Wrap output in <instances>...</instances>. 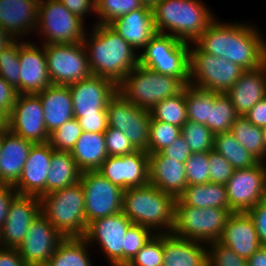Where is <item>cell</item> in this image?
<instances>
[{
  "label": "cell",
  "mask_w": 266,
  "mask_h": 266,
  "mask_svg": "<svg viewBox=\"0 0 266 266\" xmlns=\"http://www.w3.org/2000/svg\"><path fill=\"white\" fill-rule=\"evenodd\" d=\"M239 116L266 97V62L258 68L244 70L237 82L225 93Z\"/></svg>",
  "instance_id": "cb8c5ba5"
},
{
  "label": "cell",
  "mask_w": 266,
  "mask_h": 266,
  "mask_svg": "<svg viewBox=\"0 0 266 266\" xmlns=\"http://www.w3.org/2000/svg\"><path fill=\"white\" fill-rule=\"evenodd\" d=\"M258 162L250 168L234 169L225 184L230 210L247 212L266 199V167Z\"/></svg>",
  "instance_id": "5bb4252c"
},
{
  "label": "cell",
  "mask_w": 266,
  "mask_h": 266,
  "mask_svg": "<svg viewBox=\"0 0 266 266\" xmlns=\"http://www.w3.org/2000/svg\"><path fill=\"white\" fill-rule=\"evenodd\" d=\"M87 225L98 218L122 211L124 190L96 171L81 172Z\"/></svg>",
  "instance_id": "4fadbf2b"
},
{
  "label": "cell",
  "mask_w": 266,
  "mask_h": 266,
  "mask_svg": "<svg viewBox=\"0 0 266 266\" xmlns=\"http://www.w3.org/2000/svg\"><path fill=\"white\" fill-rule=\"evenodd\" d=\"M231 133L237 141L259 162L266 161L264 135L261 127L253 125L245 116H238Z\"/></svg>",
  "instance_id": "e575fe53"
},
{
  "label": "cell",
  "mask_w": 266,
  "mask_h": 266,
  "mask_svg": "<svg viewBox=\"0 0 266 266\" xmlns=\"http://www.w3.org/2000/svg\"><path fill=\"white\" fill-rule=\"evenodd\" d=\"M232 214L226 208H198L175 205V222L172 233L205 244L218 241L228 218Z\"/></svg>",
  "instance_id": "ba28073f"
},
{
  "label": "cell",
  "mask_w": 266,
  "mask_h": 266,
  "mask_svg": "<svg viewBox=\"0 0 266 266\" xmlns=\"http://www.w3.org/2000/svg\"><path fill=\"white\" fill-rule=\"evenodd\" d=\"M253 25L214 20L194 42L203 52L222 57L244 70L266 62V41Z\"/></svg>",
  "instance_id": "6da1fadb"
},
{
  "label": "cell",
  "mask_w": 266,
  "mask_h": 266,
  "mask_svg": "<svg viewBox=\"0 0 266 266\" xmlns=\"http://www.w3.org/2000/svg\"><path fill=\"white\" fill-rule=\"evenodd\" d=\"M63 239L60 232L40 213L30 224L17 250L28 266H44Z\"/></svg>",
  "instance_id": "d6986e66"
},
{
  "label": "cell",
  "mask_w": 266,
  "mask_h": 266,
  "mask_svg": "<svg viewBox=\"0 0 266 266\" xmlns=\"http://www.w3.org/2000/svg\"><path fill=\"white\" fill-rule=\"evenodd\" d=\"M248 266H266V247L261 246L248 260Z\"/></svg>",
  "instance_id": "94428289"
},
{
  "label": "cell",
  "mask_w": 266,
  "mask_h": 266,
  "mask_svg": "<svg viewBox=\"0 0 266 266\" xmlns=\"http://www.w3.org/2000/svg\"><path fill=\"white\" fill-rule=\"evenodd\" d=\"M0 266H28L20 256L17 248L0 246Z\"/></svg>",
  "instance_id": "91938a15"
},
{
  "label": "cell",
  "mask_w": 266,
  "mask_h": 266,
  "mask_svg": "<svg viewBox=\"0 0 266 266\" xmlns=\"http://www.w3.org/2000/svg\"><path fill=\"white\" fill-rule=\"evenodd\" d=\"M184 164L187 185L210 183L209 152H193Z\"/></svg>",
  "instance_id": "bcb514c9"
},
{
  "label": "cell",
  "mask_w": 266,
  "mask_h": 266,
  "mask_svg": "<svg viewBox=\"0 0 266 266\" xmlns=\"http://www.w3.org/2000/svg\"><path fill=\"white\" fill-rule=\"evenodd\" d=\"M238 116L230 98L225 93L214 92V102L209 113V129L213 134L231 132L232 124Z\"/></svg>",
  "instance_id": "f35d334b"
},
{
  "label": "cell",
  "mask_w": 266,
  "mask_h": 266,
  "mask_svg": "<svg viewBox=\"0 0 266 266\" xmlns=\"http://www.w3.org/2000/svg\"><path fill=\"white\" fill-rule=\"evenodd\" d=\"M164 234H154L126 266H162Z\"/></svg>",
  "instance_id": "f6af8a7d"
},
{
  "label": "cell",
  "mask_w": 266,
  "mask_h": 266,
  "mask_svg": "<svg viewBox=\"0 0 266 266\" xmlns=\"http://www.w3.org/2000/svg\"><path fill=\"white\" fill-rule=\"evenodd\" d=\"M145 6L141 0H95V14L99 19L95 24H109L117 17Z\"/></svg>",
  "instance_id": "ab89813d"
},
{
  "label": "cell",
  "mask_w": 266,
  "mask_h": 266,
  "mask_svg": "<svg viewBox=\"0 0 266 266\" xmlns=\"http://www.w3.org/2000/svg\"><path fill=\"white\" fill-rule=\"evenodd\" d=\"M210 11L201 0H160L152 7L156 32L187 43H194L216 19Z\"/></svg>",
  "instance_id": "3957f363"
},
{
  "label": "cell",
  "mask_w": 266,
  "mask_h": 266,
  "mask_svg": "<svg viewBox=\"0 0 266 266\" xmlns=\"http://www.w3.org/2000/svg\"><path fill=\"white\" fill-rule=\"evenodd\" d=\"M149 183L177 199L187 187L185 164L161 152L149 154Z\"/></svg>",
  "instance_id": "d4e9b609"
},
{
  "label": "cell",
  "mask_w": 266,
  "mask_h": 266,
  "mask_svg": "<svg viewBox=\"0 0 266 266\" xmlns=\"http://www.w3.org/2000/svg\"><path fill=\"white\" fill-rule=\"evenodd\" d=\"M190 48V82L200 89L226 93L244 71L239 65L203 52L195 43Z\"/></svg>",
  "instance_id": "9c48e42d"
},
{
  "label": "cell",
  "mask_w": 266,
  "mask_h": 266,
  "mask_svg": "<svg viewBox=\"0 0 266 266\" xmlns=\"http://www.w3.org/2000/svg\"><path fill=\"white\" fill-rule=\"evenodd\" d=\"M17 96V90L0 76V113L6 118L9 117Z\"/></svg>",
  "instance_id": "db71d44e"
},
{
  "label": "cell",
  "mask_w": 266,
  "mask_h": 266,
  "mask_svg": "<svg viewBox=\"0 0 266 266\" xmlns=\"http://www.w3.org/2000/svg\"><path fill=\"white\" fill-rule=\"evenodd\" d=\"M44 110V122L48 133L74 118L72 96L68 86L51 85L37 93Z\"/></svg>",
  "instance_id": "f546056e"
},
{
  "label": "cell",
  "mask_w": 266,
  "mask_h": 266,
  "mask_svg": "<svg viewBox=\"0 0 266 266\" xmlns=\"http://www.w3.org/2000/svg\"><path fill=\"white\" fill-rule=\"evenodd\" d=\"M247 213L253 220L261 245L266 247V199L257 203Z\"/></svg>",
  "instance_id": "f5cc1de1"
},
{
  "label": "cell",
  "mask_w": 266,
  "mask_h": 266,
  "mask_svg": "<svg viewBox=\"0 0 266 266\" xmlns=\"http://www.w3.org/2000/svg\"><path fill=\"white\" fill-rule=\"evenodd\" d=\"M44 52L52 85L67 86L93 75L83 42L44 44Z\"/></svg>",
  "instance_id": "8fae6325"
},
{
  "label": "cell",
  "mask_w": 266,
  "mask_h": 266,
  "mask_svg": "<svg viewBox=\"0 0 266 266\" xmlns=\"http://www.w3.org/2000/svg\"><path fill=\"white\" fill-rule=\"evenodd\" d=\"M7 129L34 144L49 141L43 105L37 94H18L7 118Z\"/></svg>",
  "instance_id": "2e32d148"
},
{
  "label": "cell",
  "mask_w": 266,
  "mask_h": 266,
  "mask_svg": "<svg viewBox=\"0 0 266 266\" xmlns=\"http://www.w3.org/2000/svg\"><path fill=\"white\" fill-rule=\"evenodd\" d=\"M176 198L152 184L124 190L122 212L134 224L154 230L155 234L172 233Z\"/></svg>",
  "instance_id": "277c9868"
},
{
  "label": "cell",
  "mask_w": 266,
  "mask_h": 266,
  "mask_svg": "<svg viewBox=\"0 0 266 266\" xmlns=\"http://www.w3.org/2000/svg\"><path fill=\"white\" fill-rule=\"evenodd\" d=\"M131 224L121 211L91 221L83 238L90 246L98 242L105 257L109 259V265L124 266V237Z\"/></svg>",
  "instance_id": "9a60e30c"
},
{
  "label": "cell",
  "mask_w": 266,
  "mask_h": 266,
  "mask_svg": "<svg viewBox=\"0 0 266 266\" xmlns=\"http://www.w3.org/2000/svg\"><path fill=\"white\" fill-rule=\"evenodd\" d=\"M83 237L64 238L44 266H93Z\"/></svg>",
  "instance_id": "836d02e7"
},
{
  "label": "cell",
  "mask_w": 266,
  "mask_h": 266,
  "mask_svg": "<svg viewBox=\"0 0 266 266\" xmlns=\"http://www.w3.org/2000/svg\"><path fill=\"white\" fill-rule=\"evenodd\" d=\"M135 50L140 51L156 33L152 7L145 6L117 17L108 24Z\"/></svg>",
  "instance_id": "484cf974"
},
{
  "label": "cell",
  "mask_w": 266,
  "mask_h": 266,
  "mask_svg": "<svg viewBox=\"0 0 266 266\" xmlns=\"http://www.w3.org/2000/svg\"><path fill=\"white\" fill-rule=\"evenodd\" d=\"M82 132L78 120L73 118L50 133L48 143L55 151L71 152Z\"/></svg>",
  "instance_id": "ee69618b"
},
{
  "label": "cell",
  "mask_w": 266,
  "mask_h": 266,
  "mask_svg": "<svg viewBox=\"0 0 266 266\" xmlns=\"http://www.w3.org/2000/svg\"><path fill=\"white\" fill-rule=\"evenodd\" d=\"M141 1L144 3V5L153 7L160 0H141Z\"/></svg>",
  "instance_id": "e7e4bbea"
},
{
  "label": "cell",
  "mask_w": 266,
  "mask_h": 266,
  "mask_svg": "<svg viewBox=\"0 0 266 266\" xmlns=\"http://www.w3.org/2000/svg\"><path fill=\"white\" fill-rule=\"evenodd\" d=\"M245 117L255 126L266 127V97L258 101Z\"/></svg>",
  "instance_id": "680465c9"
},
{
  "label": "cell",
  "mask_w": 266,
  "mask_h": 266,
  "mask_svg": "<svg viewBox=\"0 0 266 266\" xmlns=\"http://www.w3.org/2000/svg\"><path fill=\"white\" fill-rule=\"evenodd\" d=\"M234 169L250 168L259 161L252 156L231 132L214 135V148Z\"/></svg>",
  "instance_id": "d590c367"
},
{
  "label": "cell",
  "mask_w": 266,
  "mask_h": 266,
  "mask_svg": "<svg viewBox=\"0 0 266 266\" xmlns=\"http://www.w3.org/2000/svg\"><path fill=\"white\" fill-rule=\"evenodd\" d=\"M33 144L8 129L2 133L0 184L15 185L19 181Z\"/></svg>",
  "instance_id": "83f0119b"
},
{
  "label": "cell",
  "mask_w": 266,
  "mask_h": 266,
  "mask_svg": "<svg viewBox=\"0 0 266 266\" xmlns=\"http://www.w3.org/2000/svg\"><path fill=\"white\" fill-rule=\"evenodd\" d=\"M15 40L16 38L8 30H5L0 26V53Z\"/></svg>",
  "instance_id": "6125c7cd"
},
{
  "label": "cell",
  "mask_w": 266,
  "mask_h": 266,
  "mask_svg": "<svg viewBox=\"0 0 266 266\" xmlns=\"http://www.w3.org/2000/svg\"><path fill=\"white\" fill-rule=\"evenodd\" d=\"M40 214V197L17 195L1 226V247L18 248L32 221Z\"/></svg>",
  "instance_id": "ffe728a7"
},
{
  "label": "cell",
  "mask_w": 266,
  "mask_h": 266,
  "mask_svg": "<svg viewBox=\"0 0 266 266\" xmlns=\"http://www.w3.org/2000/svg\"><path fill=\"white\" fill-rule=\"evenodd\" d=\"M7 129V118L0 113V133Z\"/></svg>",
  "instance_id": "be15d7a7"
},
{
  "label": "cell",
  "mask_w": 266,
  "mask_h": 266,
  "mask_svg": "<svg viewBox=\"0 0 266 266\" xmlns=\"http://www.w3.org/2000/svg\"><path fill=\"white\" fill-rule=\"evenodd\" d=\"M202 266H211L210 262L207 260Z\"/></svg>",
  "instance_id": "a7ac6f4b"
},
{
  "label": "cell",
  "mask_w": 266,
  "mask_h": 266,
  "mask_svg": "<svg viewBox=\"0 0 266 266\" xmlns=\"http://www.w3.org/2000/svg\"><path fill=\"white\" fill-rule=\"evenodd\" d=\"M108 127L122 131L137 150H148L150 110L139 108L119 91L107 104Z\"/></svg>",
  "instance_id": "7c38bea8"
},
{
  "label": "cell",
  "mask_w": 266,
  "mask_h": 266,
  "mask_svg": "<svg viewBox=\"0 0 266 266\" xmlns=\"http://www.w3.org/2000/svg\"><path fill=\"white\" fill-rule=\"evenodd\" d=\"M92 29L83 39L91 72L119 85L139 64L138 51L108 24L96 23Z\"/></svg>",
  "instance_id": "7a4b0ae2"
},
{
  "label": "cell",
  "mask_w": 266,
  "mask_h": 266,
  "mask_svg": "<svg viewBox=\"0 0 266 266\" xmlns=\"http://www.w3.org/2000/svg\"><path fill=\"white\" fill-rule=\"evenodd\" d=\"M218 241L245 260L262 246L247 212H232Z\"/></svg>",
  "instance_id": "603a6c76"
},
{
  "label": "cell",
  "mask_w": 266,
  "mask_h": 266,
  "mask_svg": "<svg viewBox=\"0 0 266 266\" xmlns=\"http://www.w3.org/2000/svg\"><path fill=\"white\" fill-rule=\"evenodd\" d=\"M20 94H37L52 85L44 44L40 47L28 41L19 42Z\"/></svg>",
  "instance_id": "44dd1931"
},
{
  "label": "cell",
  "mask_w": 266,
  "mask_h": 266,
  "mask_svg": "<svg viewBox=\"0 0 266 266\" xmlns=\"http://www.w3.org/2000/svg\"><path fill=\"white\" fill-rule=\"evenodd\" d=\"M70 153L81 172L98 170L108 157L104 133L83 131Z\"/></svg>",
  "instance_id": "4dcf8cb0"
},
{
  "label": "cell",
  "mask_w": 266,
  "mask_h": 266,
  "mask_svg": "<svg viewBox=\"0 0 266 266\" xmlns=\"http://www.w3.org/2000/svg\"><path fill=\"white\" fill-rule=\"evenodd\" d=\"M207 246V259L211 266H248L247 260L219 241L210 242Z\"/></svg>",
  "instance_id": "c3c4849f"
},
{
  "label": "cell",
  "mask_w": 266,
  "mask_h": 266,
  "mask_svg": "<svg viewBox=\"0 0 266 266\" xmlns=\"http://www.w3.org/2000/svg\"><path fill=\"white\" fill-rule=\"evenodd\" d=\"M186 84L138 64L118 85V91L139 108L151 110L162 100L181 93Z\"/></svg>",
  "instance_id": "8992f818"
},
{
  "label": "cell",
  "mask_w": 266,
  "mask_h": 266,
  "mask_svg": "<svg viewBox=\"0 0 266 266\" xmlns=\"http://www.w3.org/2000/svg\"><path fill=\"white\" fill-rule=\"evenodd\" d=\"M160 152L169 159H175L176 161L182 163H185L192 153L188 144L181 135L174 140L172 144L165 147Z\"/></svg>",
  "instance_id": "11a10c76"
},
{
  "label": "cell",
  "mask_w": 266,
  "mask_h": 266,
  "mask_svg": "<svg viewBox=\"0 0 266 266\" xmlns=\"http://www.w3.org/2000/svg\"><path fill=\"white\" fill-rule=\"evenodd\" d=\"M123 190L149 184V154L137 150L128 155L108 156L97 170Z\"/></svg>",
  "instance_id": "e0dca14e"
},
{
  "label": "cell",
  "mask_w": 266,
  "mask_h": 266,
  "mask_svg": "<svg viewBox=\"0 0 266 266\" xmlns=\"http://www.w3.org/2000/svg\"><path fill=\"white\" fill-rule=\"evenodd\" d=\"M67 86L72 96L74 117L98 115L118 92V85L113 80L95 75Z\"/></svg>",
  "instance_id": "ac0fdd59"
},
{
  "label": "cell",
  "mask_w": 266,
  "mask_h": 266,
  "mask_svg": "<svg viewBox=\"0 0 266 266\" xmlns=\"http://www.w3.org/2000/svg\"><path fill=\"white\" fill-rule=\"evenodd\" d=\"M181 136L191 152H209L214 148L213 132L198 122L187 120L181 127Z\"/></svg>",
  "instance_id": "60d3db41"
},
{
  "label": "cell",
  "mask_w": 266,
  "mask_h": 266,
  "mask_svg": "<svg viewBox=\"0 0 266 266\" xmlns=\"http://www.w3.org/2000/svg\"><path fill=\"white\" fill-rule=\"evenodd\" d=\"M19 38L0 53V76L20 94Z\"/></svg>",
  "instance_id": "7bdbcfd3"
},
{
  "label": "cell",
  "mask_w": 266,
  "mask_h": 266,
  "mask_svg": "<svg viewBox=\"0 0 266 266\" xmlns=\"http://www.w3.org/2000/svg\"><path fill=\"white\" fill-rule=\"evenodd\" d=\"M40 0H0V26L16 39L34 32Z\"/></svg>",
  "instance_id": "4316f807"
},
{
  "label": "cell",
  "mask_w": 266,
  "mask_h": 266,
  "mask_svg": "<svg viewBox=\"0 0 266 266\" xmlns=\"http://www.w3.org/2000/svg\"><path fill=\"white\" fill-rule=\"evenodd\" d=\"M0 246H1V227H0Z\"/></svg>",
  "instance_id": "89a4df30"
},
{
  "label": "cell",
  "mask_w": 266,
  "mask_h": 266,
  "mask_svg": "<svg viewBox=\"0 0 266 266\" xmlns=\"http://www.w3.org/2000/svg\"><path fill=\"white\" fill-rule=\"evenodd\" d=\"M151 229L132 223L124 237V266H126L140 249L154 235Z\"/></svg>",
  "instance_id": "7dc6e473"
},
{
  "label": "cell",
  "mask_w": 266,
  "mask_h": 266,
  "mask_svg": "<svg viewBox=\"0 0 266 266\" xmlns=\"http://www.w3.org/2000/svg\"><path fill=\"white\" fill-rule=\"evenodd\" d=\"M83 131L92 133H104L108 129L107 108L101 110L98 115H83L74 117Z\"/></svg>",
  "instance_id": "816d5d0a"
},
{
  "label": "cell",
  "mask_w": 266,
  "mask_h": 266,
  "mask_svg": "<svg viewBox=\"0 0 266 266\" xmlns=\"http://www.w3.org/2000/svg\"><path fill=\"white\" fill-rule=\"evenodd\" d=\"M210 182L225 185L232 176V165L214 149L209 151Z\"/></svg>",
  "instance_id": "f907efd6"
},
{
  "label": "cell",
  "mask_w": 266,
  "mask_h": 266,
  "mask_svg": "<svg viewBox=\"0 0 266 266\" xmlns=\"http://www.w3.org/2000/svg\"><path fill=\"white\" fill-rule=\"evenodd\" d=\"M40 213L64 238L84 237L87 230L85 198L80 181L40 198Z\"/></svg>",
  "instance_id": "5b68a950"
},
{
  "label": "cell",
  "mask_w": 266,
  "mask_h": 266,
  "mask_svg": "<svg viewBox=\"0 0 266 266\" xmlns=\"http://www.w3.org/2000/svg\"><path fill=\"white\" fill-rule=\"evenodd\" d=\"M262 130H263L264 144H265V149H266V127H263Z\"/></svg>",
  "instance_id": "03108f58"
},
{
  "label": "cell",
  "mask_w": 266,
  "mask_h": 266,
  "mask_svg": "<svg viewBox=\"0 0 266 266\" xmlns=\"http://www.w3.org/2000/svg\"><path fill=\"white\" fill-rule=\"evenodd\" d=\"M84 21L70 12L59 0L39 1L36 31L45 39L42 44L83 42L86 34Z\"/></svg>",
  "instance_id": "30bf717a"
},
{
  "label": "cell",
  "mask_w": 266,
  "mask_h": 266,
  "mask_svg": "<svg viewBox=\"0 0 266 266\" xmlns=\"http://www.w3.org/2000/svg\"><path fill=\"white\" fill-rule=\"evenodd\" d=\"M80 177L81 171L71 153L54 150L46 178V194L74 185Z\"/></svg>",
  "instance_id": "d6a6232c"
},
{
  "label": "cell",
  "mask_w": 266,
  "mask_h": 266,
  "mask_svg": "<svg viewBox=\"0 0 266 266\" xmlns=\"http://www.w3.org/2000/svg\"><path fill=\"white\" fill-rule=\"evenodd\" d=\"M207 248L205 243L164 233L162 266H202L208 260Z\"/></svg>",
  "instance_id": "f1b7e54d"
},
{
  "label": "cell",
  "mask_w": 266,
  "mask_h": 266,
  "mask_svg": "<svg viewBox=\"0 0 266 266\" xmlns=\"http://www.w3.org/2000/svg\"><path fill=\"white\" fill-rule=\"evenodd\" d=\"M175 205H187L198 208H226L230 210L226 186L217 183L187 185L176 199Z\"/></svg>",
  "instance_id": "1f68e13d"
},
{
  "label": "cell",
  "mask_w": 266,
  "mask_h": 266,
  "mask_svg": "<svg viewBox=\"0 0 266 266\" xmlns=\"http://www.w3.org/2000/svg\"><path fill=\"white\" fill-rule=\"evenodd\" d=\"M185 101L188 120L198 122L209 128V113L214 102V92L187 84Z\"/></svg>",
  "instance_id": "8d00e7d4"
},
{
  "label": "cell",
  "mask_w": 266,
  "mask_h": 266,
  "mask_svg": "<svg viewBox=\"0 0 266 266\" xmlns=\"http://www.w3.org/2000/svg\"><path fill=\"white\" fill-rule=\"evenodd\" d=\"M53 152L54 149L48 142L32 145L21 172V178L14 185L19 195L40 198L46 195V178Z\"/></svg>",
  "instance_id": "7402d4cb"
},
{
  "label": "cell",
  "mask_w": 266,
  "mask_h": 266,
  "mask_svg": "<svg viewBox=\"0 0 266 266\" xmlns=\"http://www.w3.org/2000/svg\"><path fill=\"white\" fill-rule=\"evenodd\" d=\"M180 135L181 127L151 118L147 153L160 152L172 144Z\"/></svg>",
  "instance_id": "b9f144b4"
},
{
  "label": "cell",
  "mask_w": 266,
  "mask_h": 266,
  "mask_svg": "<svg viewBox=\"0 0 266 266\" xmlns=\"http://www.w3.org/2000/svg\"><path fill=\"white\" fill-rule=\"evenodd\" d=\"M150 114L153 120L182 127L188 120L185 89L181 93L166 98L156 104L150 110Z\"/></svg>",
  "instance_id": "74e56055"
},
{
  "label": "cell",
  "mask_w": 266,
  "mask_h": 266,
  "mask_svg": "<svg viewBox=\"0 0 266 266\" xmlns=\"http://www.w3.org/2000/svg\"><path fill=\"white\" fill-rule=\"evenodd\" d=\"M2 133H0V156H1Z\"/></svg>",
  "instance_id": "003e7915"
},
{
  "label": "cell",
  "mask_w": 266,
  "mask_h": 266,
  "mask_svg": "<svg viewBox=\"0 0 266 266\" xmlns=\"http://www.w3.org/2000/svg\"><path fill=\"white\" fill-rule=\"evenodd\" d=\"M104 139L108 156L128 155L137 151L127 136L119 129L108 127L104 132Z\"/></svg>",
  "instance_id": "681fc988"
},
{
  "label": "cell",
  "mask_w": 266,
  "mask_h": 266,
  "mask_svg": "<svg viewBox=\"0 0 266 266\" xmlns=\"http://www.w3.org/2000/svg\"><path fill=\"white\" fill-rule=\"evenodd\" d=\"M190 44L171 35L155 33L138 54L139 64L163 75L190 82Z\"/></svg>",
  "instance_id": "52a82bcc"
},
{
  "label": "cell",
  "mask_w": 266,
  "mask_h": 266,
  "mask_svg": "<svg viewBox=\"0 0 266 266\" xmlns=\"http://www.w3.org/2000/svg\"><path fill=\"white\" fill-rule=\"evenodd\" d=\"M70 12L84 20L85 16L95 12V0H59Z\"/></svg>",
  "instance_id": "6f0895ef"
},
{
  "label": "cell",
  "mask_w": 266,
  "mask_h": 266,
  "mask_svg": "<svg viewBox=\"0 0 266 266\" xmlns=\"http://www.w3.org/2000/svg\"><path fill=\"white\" fill-rule=\"evenodd\" d=\"M17 195L14 185L0 184V227L4 224L10 204Z\"/></svg>",
  "instance_id": "9f6ffc18"
}]
</instances>
